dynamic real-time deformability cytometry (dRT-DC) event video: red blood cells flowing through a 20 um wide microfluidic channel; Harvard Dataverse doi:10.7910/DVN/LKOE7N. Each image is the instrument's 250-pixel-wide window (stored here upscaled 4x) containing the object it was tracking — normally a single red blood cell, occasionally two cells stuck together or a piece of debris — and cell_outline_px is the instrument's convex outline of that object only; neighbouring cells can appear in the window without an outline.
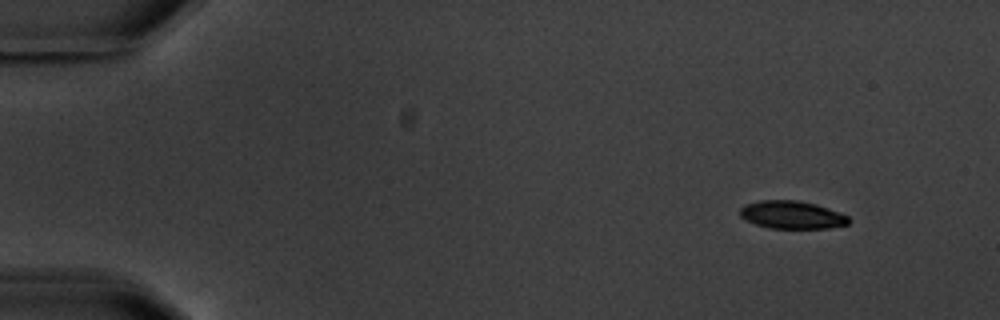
{"species": "common noctule bat (a hibernating species)", "species_latin": "Nyctalus noctula", "temperature_condition": "warm", "stored_images_in_passage": 5, "camera_frame_rate_fps": 3000, "um_per_image_px": 0.085, "animal": {"sex": "male", "body_mass_g": 20.1, "forearm_length_mm": 53.5}, "frame": {"image": 1, "passage_image": 1, "time_ms": 0.0, "image_size_px": [1000, 320], "cell_outline_px": [[848, 224], [828, 228], [768, 228], [744, 220], [740, 216], [740, 208], [744, 204], [760, 200], [800, 200], [816, 204], [828, 208], [848, 216]], "centroid_in_image_um": [67.26, 18.25], "position_along_channel_um": 17.7, "area_um2": 17.69}}
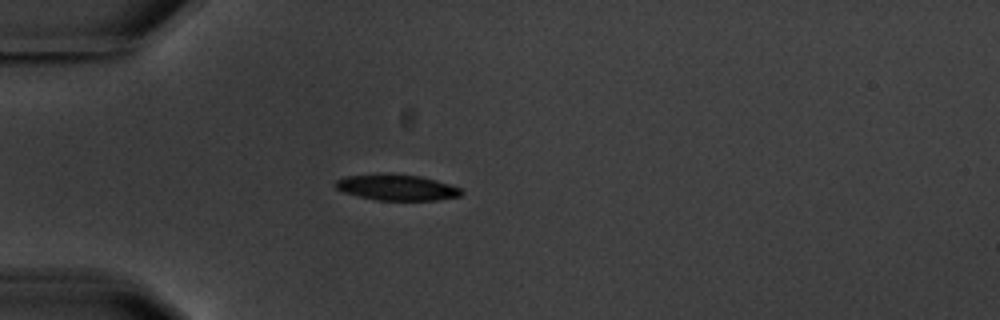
{"frame": {"image": 2, "passage_image": 4, "time_ms": 3.667, "image_size_px": [1000, 320], "cell_outline_px": [[464, 192], [460, 196], [436, 200], [376, 200], [344, 192], [336, 188], [332, 184], [336, 180], [344, 176], [392, 172], [420, 176], [436, 180], [460, 188]], "centroid_in_image_um": [33.69, 15.91], "position_along_channel_um": 51.3, "area_um2": 19.25}}